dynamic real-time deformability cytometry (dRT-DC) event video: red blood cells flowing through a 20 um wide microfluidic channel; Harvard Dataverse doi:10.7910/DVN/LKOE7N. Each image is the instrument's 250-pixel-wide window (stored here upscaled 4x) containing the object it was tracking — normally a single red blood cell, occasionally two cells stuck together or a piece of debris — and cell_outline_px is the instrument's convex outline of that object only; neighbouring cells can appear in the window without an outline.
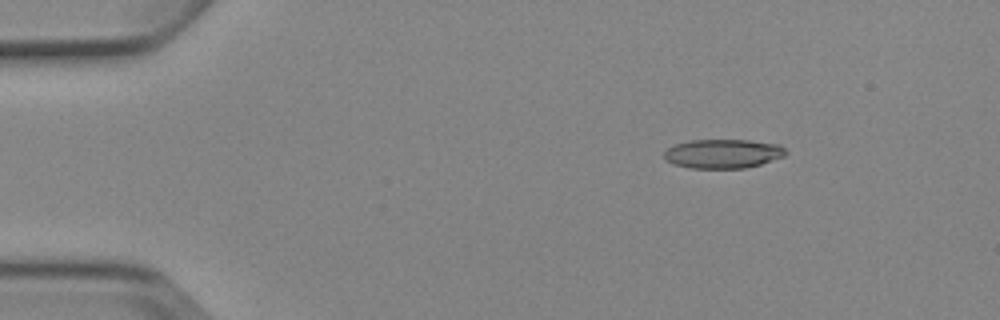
{"species": "Egyptian fruit bat (a non-hibernating species)", "species_latin": "Rousettus aegyptiacus", "temperature_condition": "cold", "stored_images_in_passage": 3, "camera_frame_rate_fps": 3000, "um_per_image_px": 0.085, "animal": {"sex": "female"}, "frame": {"image": 1, "passage_image": 1, "time_ms": 0.0, "image_size_px": [1000, 320], "cell_outline_px": [[788, 152], [784, 156], [760, 164], [744, 168], [688, 168], [664, 160], [664, 152], [668, 148], [676, 144], [692, 140], [748, 140], [780, 144]], "centroid_in_image_um": [61.46, 13.06], "position_along_channel_um": 23.5, "area_um2": 20.58}}